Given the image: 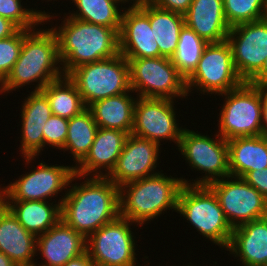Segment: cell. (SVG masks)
I'll return each mask as SVG.
<instances>
[{
    "label": "cell",
    "instance_id": "44dd1931",
    "mask_svg": "<svg viewBox=\"0 0 267 266\" xmlns=\"http://www.w3.org/2000/svg\"><path fill=\"white\" fill-rule=\"evenodd\" d=\"M36 246L37 237L0 202V252L18 266H34Z\"/></svg>",
    "mask_w": 267,
    "mask_h": 266
},
{
    "label": "cell",
    "instance_id": "83f0119b",
    "mask_svg": "<svg viewBox=\"0 0 267 266\" xmlns=\"http://www.w3.org/2000/svg\"><path fill=\"white\" fill-rule=\"evenodd\" d=\"M72 1V2H71ZM77 9L66 16L105 27L113 28L118 34L124 9L118 0H70ZM121 5V8H120Z\"/></svg>",
    "mask_w": 267,
    "mask_h": 266
},
{
    "label": "cell",
    "instance_id": "ab89813d",
    "mask_svg": "<svg viewBox=\"0 0 267 266\" xmlns=\"http://www.w3.org/2000/svg\"><path fill=\"white\" fill-rule=\"evenodd\" d=\"M64 266H94V263L85 251L83 254L69 260Z\"/></svg>",
    "mask_w": 267,
    "mask_h": 266
},
{
    "label": "cell",
    "instance_id": "ffe728a7",
    "mask_svg": "<svg viewBox=\"0 0 267 266\" xmlns=\"http://www.w3.org/2000/svg\"><path fill=\"white\" fill-rule=\"evenodd\" d=\"M127 136L120 130L98 128L88 154L75 167V173L84 177H107L116 166Z\"/></svg>",
    "mask_w": 267,
    "mask_h": 266
},
{
    "label": "cell",
    "instance_id": "e575fe53",
    "mask_svg": "<svg viewBox=\"0 0 267 266\" xmlns=\"http://www.w3.org/2000/svg\"><path fill=\"white\" fill-rule=\"evenodd\" d=\"M68 119L51 115L43 127L44 149L63 150L67 139Z\"/></svg>",
    "mask_w": 267,
    "mask_h": 266
},
{
    "label": "cell",
    "instance_id": "836d02e7",
    "mask_svg": "<svg viewBox=\"0 0 267 266\" xmlns=\"http://www.w3.org/2000/svg\"><path fill=\"white\" fill-rule=\"evenodd\" d=\"M30 30L18 29L13 35L0 39V84L7 78L19 58L23 38Z\"/></svg>",
    "mask_w": 267,
    "mask_h": 266
},
{
    "label": "cell",
    "instance_id": "1f68e13d",
    "mask_svg": "<svg viewBox=\"0 0 267 266\" xmlns=\"http://www.w3.org/2000/svg\"><path fill=\"white\" fill-rule=\"evenodd\" d=\"M26 4L22 0H0V16L9 19L19 29L32 30L39 25L49 24L53 22V17L57 18L53 13L45 12V10H37L38 8H25ZM51 20V21H50ZM47 22V23H46Z\"/></svg>",
    "mask_w": 267,
    "mask_h": 266
},
{
    "label": "cell",
    "instance_id": "f6af8a7d",
    "mask_svg": "<svg viewBox=\"0 0 267 266\" xmlns=\"http://www.w3.org/2000/svg\"><path fill=\"white\" fill-rule=\"evenodd\" d=\"M145 262H146L147 264H145L144 266H149V264H148L149 262H148V261H145Z\"/></svg>",
    "mask_w": 267,
    "mask_h": 266
},
{
    "label": "cell",
    "instance_id": "74e56055",
    "mask_svg": "<svg viewBox=\"0 0 267 266\" xmlns=\"http://www.w3.org/2000/svg\"><path fill=\"white\" fill-rule=\"evenodd\" d=\"M262 98V128L261 135L267 137V84L260 85Z\"/></svg>",
    "mask_w": 267,
    "mask_h": 266
},
{
    "label": "cell",
    "instance_id": "4316f807",
    "mask_svg": "<svg viewBox=\"0 0 267 266\" xmlns=\"http://www.w3.org/2000/svg\"><path fill=\"white\" fill-rule=\"evenodd\" d=\"M149 20L159 47V57L171 58L177 49L180 31L185 25L184 15L150 4Z\"/></svg>",
    "mask_w": 267,
    "mask_h": 266
},
{
    "label": "cell",
    "instance_id": "f35d334b",
    "mask_svg": "<svg viewBox=\"0 0 267 266\" xmlns=\"http://www.w3.org/2000/svg\"><path fill=\"white\" fill-rule=\"evenodd\" d=\"M18 29L9 19L0 16V39L13 35Z\"/></svg>",
    "mask_w": 267,
    "mask_h": 266
},
{
    "label": "cell",
    "instance_id": "603a6c76",
    "mask_svg": "<svg viewBox=\"0 0 267 266\" xmlns=\"http://www.w3.org/2000/svg\"><path fill=\"white\" fill-rule=\"evenodd\" d=\"M184 19L185 25L208 43L226 41L231 29L226 21L223 0H193Z\"/></svg>",
    "mask_w": 267,
    "mask_h": 266
},
{
    "label": "cell",
    "instance_id": "ac0fdd59",
    "mask_svg": "<svg viewBox=\"0 0 267 266\" xmlns=\"http://www.w3.org/2000/svg\"><path fill=\"white\" fill-rule=\"evenodd\" d=\"M21 109V139L19 152L25 159V165L36 162L44 150L43 127L51 117L52 111L46 95L42 91H31L22 101Z\"/></svg>",
    "mask_w": 267,
    "mask_h": 266
},
{
    "label": "cell",
    "instance_id": "6da1fadb",
    "mask_svg": "<svg viewBox=\"0 0 267 266\" xmlns=\"http://www.w3.org/2000/svg\"><path fill=\"white\" fill-rule=\"evenodd\" d=\"M119 216L118 186L107 177L74 174L61 203V220L87 238Z\"/></svg>",
    "mask_w": 267,
    "mask_h": 266
},
{
    "label": "cell",
    "instance_id": "ee69618b",
    "mask_svg": "<svg viewBox=\"0 0 267 266\" xmlns=\"http://www.w3.org/2000/svg\"><path fill=\"white\" fill-rule=\"evenodd\" d=\"M264 19L267 21V7H266V13H265V18Z\"/></svg>",
    "mask_w": 267,
    "mask_h": 266
},
{
    "label": "cell",
    "instance_id": "52a82bcc",
    "mask_svg": "<svg viewBox=\"0 0 267 266\" xmlns=\"http://www.w3.org/2000/svg\"><path fill=\"white\" fill-rule=\"evenodd\" d=\"M68 77L75 83L86 108L96 101L131 91L128 61L121 53L80 65Z\"/></svg>",
    "mask_w": 267,
    "mask_h": 266
},
{
    "label": "cell",
    "instance_id": "484cf974",
    "mask_svg": "<svg viewBox=\"0 0 267 266\" xmlns=\"http://www.w3.org/2000/svg\"><path fill=\"white\" fill-rule=\"evenodd\" d=\"M133 90L92 103L88 109L99 128L116 129L131 134L134 106L137 100Z\"/></svg>",
    "mask_w": 267,
    "mask_h": 266
},
{
    "label": "cell",
    "instance_id": "b9f144b4",
    "mask_svg": "<svg viewBox=\"0 0 267 266\" xmlns=\"http://www.w3.org/2000/svg\"><path fill=\"white\" fill-rule=\"evenodd\" d=\"M122 5L124 4V7L127 5L129 8H138L146 5H150L152 3V0H118ZM133 2V3H132ZM131 3V4H130ZM131 5V6H130Z\"/></svg>",
    "mask_w": 267,
    "mask_h": 266
},
{
    "label": "cell",
    "instance_id": "7a4b0ae2",
    "mask_svg": "<svg viewBox=\"0 0 267 266\" xmlns=\"http://www.w3.org/2000/svg\"><path fill=\"white\" fill-rule=\"evenodd\" d=\"M64 75L55 32L49 26L45 30L43 26L36 27L24 36L19 58L0 84V94L7 95L34 83L33 91H41L48 83Z\"/></svg>",
    "mask_w": 267,
    "mask_h": 266
},
{
    "label": "cell",
    "instance_id": "7bdbcfd3",
    "mask_svg": "<svg viewBox=\"0 0 267 266\" xmlns=\"http://www.w3.org/2000/svg\"><path fill=\"white\" fill-rule=\"evenodd\" d=\"M0 266H18V265L15 264L5 254H3L2 252H0Z\"/></svg>",
    "mask_w": 267,
    "mask_h": 266
},
{
    "label": "cell",
    "instance_id": "4fadbf2b",
    "mask_svg": "<svg viewBox=\"0 0 267 266\" xmlns=\"http://www.w3.org/2000/svg\"><path fill=\"white\" fill-rule=\"evenodd\" d=\"M232 229L267 217V199L242 177L227 176L208 185Z\"/></svg>",
    "mask_w": 267,
    "mask_h": 266
},
{
    "label": "cell",
    "instance_id": "f546056e",
    "mask_svg": "<svg viewBox=\"0 0 267 266\" xmlns=\"http://www.w3.org/2000/svg\"><path fill=\"white\" fill-rule=\"evenodd\" d=\"M98 125L94 121L92 112L86 108L79 115L68 119L67 139L62 150L69 151L76 167L88 154L92 146Z\"/></svg>",
    "mask_w": 267,
    "mask_h": 266
},
{
    "label": "cell",
    "instance_id": "7c38bea8",
    "mask_svg": "<svg viewBox=\"0 0 267 266\" xmlns=\"http://www.w3.org/2000/svg\"><path fill=\"white\" fill-rule=\"evenodd\" d=\"M134 224L119 216L86 238V251L94 266H141L136 254L137 237L131 228L137 227Z\"/></svg>",
    "mask_w": 267,
    "mask_h": 266
},
{
    "label": "cell",
    "instance_id": "f1b7e54d",
    "mask_svg": "<svg viewBox=\"0 0 267 266\" xmlns=\"http://www.w3.org/2000/svg\"><path fill=\"white\" fill-rule=\"evenodd\" d=\"M49 100L52 115L71 119L86 109L75 83L64 75L41 90Z\"/></svg>",
    "mask_w": 267,
    "mask_h": 266
},
{
    "label": "cell",
    "instance_id": "d4e9b609",
    "mask_svg": "<svg viewBox=\"0 0 267 266\" xmlns=\"http://www.w3.org/2000/svg\"><path fill=\"white\" fill-rule=\"evenodd\" d=\"M231 176L243 177L249 171L267 168V137L246 136L227 140Z\"/></svg>",
    "mask_w": 267,
    "mask_h": 266
},
{
    "label": "cell",
    "instance_id": "9a60e30c",
    "mask_svg": "<svg viewBox=\"0 0 267 266\" xmlns=\"http://www.w3.org/2000/svg\"><path fill=\"white\" fill-rule=\"evenodd\" d=\"M226 41L239 77L243 82H250L262 70L267 57V21L231 27Z\"/></svg>",
    "mask_w": 267,
    "mask_h": 266
},
{
    "label": "cell",
    "instance_id": "8fae6325",
    "mask_svg": "<svg viewBox=\"0 0 267 266\" xmlns=\"http://www.w3.org/2000/svg\"><path fill=\"white\" fill-rule=\"evenodd\" d=\"M129 65L131 90L137 97L187 99L185 79L170 58L126 59Z\"/></svg>",
    "mask_w": 267,
    "mask_h": 266
},
{
    "label": "cell",
    "instance_id": "d6a6232c",
    "mask_svg": "<svg viewBox=\"0 0 267 266\" xmlns=\"http://www.w3.org/2000/svg\"><path fill=\"white\" fill-rule=\"evenodd\" d=\"M226 21L230 28L265 18L267 0H223Z\"/></svg>",
    "mask_w": 267,
    "mask_h": 266
},
{
    "label": "cell",
    "instance_id": "2e32d148",
    "mask_svg": "<svg viewBox=\"0 0 267 266\" xmlns=\"http://www.w3.org/2000/svg\"><path fill=\"white\" fill-rule=\"evenodd\" d=\"M161 146L149 139L129 134L115 168L107 176L116 186L155 175Z\"/></svg>",
    "mask_w": 267,
    "mask_h": 266
},
{
    "label": "cell",
    "instance_id": "5b68a950",
    "mask_svg": "<svg viewBox=\"0 0 267 266\" xmlns=\"http://www.w3.org/2000/svg\"><path fill=\"white\" fill-rule=\"evenodd\" d=\"M177 213L213 245L222 250L228 248L233 229L216 194L208 185L183 184L178 195Z\"/></svg>",
    "mask_w": 267,
    "mask_h": 266
},
{
    "label": "cell",
    "instance_id": "30bf717a",
    "mask_svg": "<svg viewBox=\"0 0 267 266\" xmlns=\"http://www.w3.org/2000/svg\"><path fill=\"white\" fill-rule=\"evenodd\" d=\"M185 83L188 96L195 89L201 96L202 94L218 96L241 86L244 82L235 69L229 43L227 41L209 43L196 69Z\"/></svg>",
    "mask_w": 267,
    "mask_h": 266
},
{
    "label": "cell",
    "instance_id": "277c9868",
    "mask_svg": "<svg viewBox=\"0 0 267 266\" xmlns=\"http://www.w3.org/2000/svg\"><path fill=\"white\" fill-rule=\"evenodd\" d=\"M161 172L119 187L120 216L141 227L158 219L167 210L177 212L181 177Z\"/></svg>",
    "mask_w": 267,
    "mask_h": 266
},
{
    "label": "cell",
    "instance_id": "7402d4cb",
    "mask_svg": "<svg viewBox=\"0 0 267 266\" xmlns=\"http://www.w3.org/2000/svg\"><path fill=\"white\" fill-rule=\"evenodd\" d=\"M226 251L242 266L267 264V217L234 228Z\"/></svg>",
    "mask_w": 267,
    "mask_h": 266
},
{
    "label": "cell",
    "instance_id": "cb8c5ba5",
    "mask_svg": "<svg viewBox=\"0 0 267 266\" xmlns=\"http://www.w3.org/2000/svg\"><path fill=\"white\" fill-rule=\"evenodd\" d=\"M50 201H0L36 237L47 232L61 220V203ZM57 202V203H56Z\"/></svg>",
    "mask_w": 267,
    "mask_h": 266
},
{
    "label": "cell",
    "instance_id": "5bb4252c",
    "mask_svg": "<svg viewBox=\"0 0 267 266\" xmlns=\"http://www.w3.org/2000/svg\"><path fill=\"white\" fill-rule=\"evenodd\" d=\"M175 101L178 102L165 98L137 97L131 134L149 139L158 145L169 140L178 148L184 128L177 123L179 121Z\"/></svg>",
    "mask_w": 267,
    "mask_h": 266
},
{
    "label": "cell",
    "instance_id": "d590c367",
    "mask_svg": "<svg viewBox=\"0 0 267 266\" xmlns=\"http://www.w3.org/2000/svg\"><path fill=\"white\" fill-rule=\"evenodd\" d=\"M242 178L267 199V168L249 171Z\"/></svg>",
    "mask_w": 267,
    "mask_h": 266
},
{
    "label": "cell",
    "instance_id": "ba28073f",
    "mask_svg": "<svg viewBox=\"0 0 267 266\" xmlns=\"http://www.w3.org/2000/svg\"><path fill=\"white\" fill-rule=\"evenodd\" d=\"M218 96H222L225 102L219 109V120H217V133L223 139L261 135L260 85L244 82L238 88Z\"/></svg>",
    "mask_w": 267,
    "mask_h": 266
},
{
    "label": "cell",
    "instance_id": "8992f818",
    "mask_svg": "<svg viewBox=\"0 0 267 266\" xmlns=\"http://www.w3.org/2000/svg\"><path fill=\"white\" fill-rule=\"evenodd\" d=\"M211 136H215L212 137ZM205 135L198 130L183 129L178 151L183 160L189 164L192 171L201 173L196 179L188 180L181 177L186 185H209L210 183L230 176L228 165L227 140L217 132L214 135ZM194 169V170H193ZM201 171V172H200ZM204 173V174H203Z\"/></svg>",
    "mask_w": 267,
    "mask_h": 266
},
{
    "label": "cell",
    "instance_id": "3957f363",
    "mask_svg": "<svg viewBox=\"0 0 267 266\" xmlns=\"http://www.w3.org/2000/svg\"><path fill=\"white\" fill-rule=\"evenodd\" d=\"M61 24L51 29L58 40L59 57L65 75L80 65L119 54V35L110 27L87 23L64 14Z\"/></svg>",
    "mask_w": 267,
    "mask_h": 266
},
{
    "label": "cell",
    "instance_id": "8d00e7d4",
    "mask_svg": "<svg viewBox=\"0 0 267 266\" xmlns=\"http://www.w3.org/2000/svg\"><path fill=\"white\" fill-rule=\"evenodd\" d=\"M193 0H152V5L163 10L184 15Z\"/></svg>",
    "mask_w": 267,
    "mask_h": 266
},
{
    "label": "cell",
    "instance_id": "d6986e66",
    "mask_svg": "<svg viewBox=\"0 0 267 266\" xmlns=\"http://www.w3.org/2000/svg\"><path fill=\"white\" fill-rule=\"evenodd\" d=\"M86 251V238L63 220L37 237L36 254L44 263L34 266H64Z\"/></svg>",
    "mask_w": 267,
    "mask_h": 266
},
{
    "label": "cell",
    "instance_id": "60d3db41",
    "mask_svg": "<svg viewBox=\"0 0 267 266\" xmlns=\"http://www.w3.org/2000/svg\"><path fill=\"white\" fill-rule=\"evenodd\" d=\"M249 83L253 85L267 84V57L262 70Z\"/></svg>",
    "mask_w": 267,
    "mask_h": 266
},
{
    "label": "cell",
    "instance_id": "9c48e42d",
    "mask_svg": "<svg viewBox=\"0 0 267 266\" xmlns=\"http://www.w3.org/2000/svg\"><path fill=\"white\" fill-rule=\"evenodd\" d=\"M34 168V169H32ZM30 172L22 174L7 186L0 185V201H51L62 192L59 202L66 196L70 181L75 174V167L46 164L43 160ZM63 190L65 193H63ZM51 199V200H50Z\"/></svg>",
    "mask_w": 267,
    "mask_h": 266
},
{
    "label": "cell",
    "instance_id": "4dcf8cb0",
    "mask_svg": "<svg viewBox=\"0 0 267 266\" xmlns=\"http://www.w3.org/2000/svg\"><path fill=\"white\" fill-rule=\"evenodd\" d=\"M209 43L184 25L179 34L177 49L170 60L186 80L196 69L205 47Z\"/></svg>",
    "mask_w": 267,
    "mask_h": 266
},
{
    "label": "cell",
    "instance_id": "e0dca14e",
    "mask_svg": "<svg viewBox=\"0 0 267 266\" xmlns=\"http://www.w3.org/2000/svg\"><path fill=\"white\" fill-rule=\"evenodd\" d=\"M118 35L119 53L126 59L159 57V47L149 20V5L126 7Z\"/></svg>",
    "mask_w": 267,
    "mask_h": 266
}]
</instances>
